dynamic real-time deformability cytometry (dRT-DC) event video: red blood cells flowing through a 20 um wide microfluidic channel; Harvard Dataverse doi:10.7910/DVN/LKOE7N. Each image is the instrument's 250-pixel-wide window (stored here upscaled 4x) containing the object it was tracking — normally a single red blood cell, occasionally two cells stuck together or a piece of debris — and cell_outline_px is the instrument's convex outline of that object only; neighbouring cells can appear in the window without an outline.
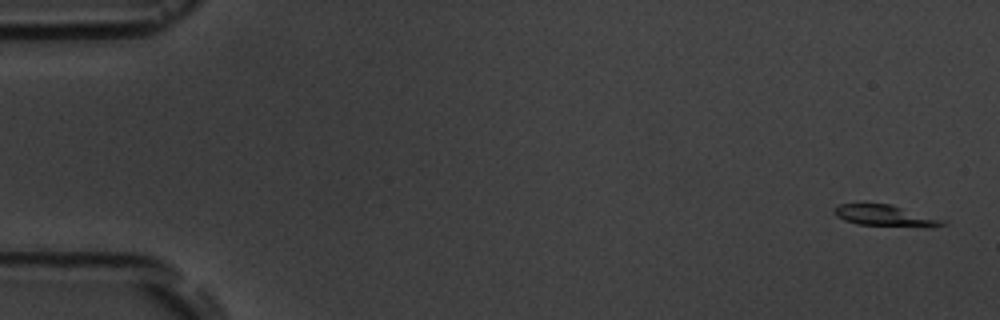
{"species": "common noctule bat (a hibernating species)", "species_latin": "Nyctalus noctula", "temperature_condition": "room temperature", "stored_images_in_passage": 15, "camera_frame_rate_fps": 3000, "um_per_image_px": 0.085, "animal": {"sex": "male", "body_mass_g": 19.5, "forearm_length_mm": 54.6}, "frame": {"image": 1, "passage_image": 1, "time_ms": 0.0, "image_size_px": [1000, 320], "cell_outline_px": [[948, 224], [928, 228], [924, 228], [856, 224], [844, 220], [836, 216], [832, 212], [832, 208], [840, 204], [888, 204], [948, 220]], "centroid_in_image_um": [75.3, 18.36], "position_along_channel_um": 9.7, "area_um2": 13.76}}
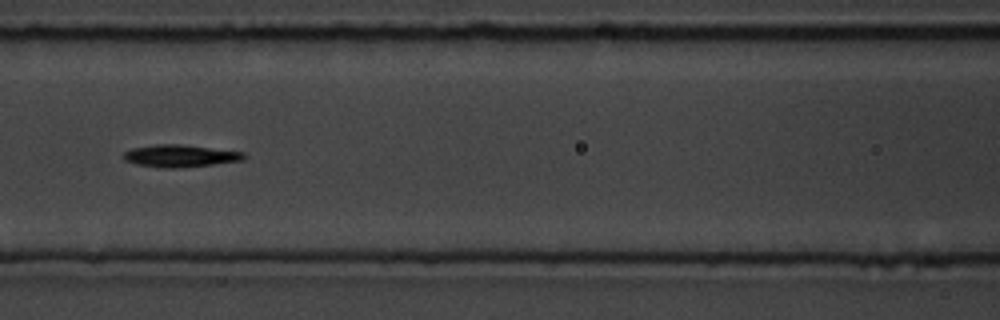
{"frame": {"image": 2, "passage_image": 7, "time_ms": 7.667, "image_size_px": [1000, 320], "cell_outline_px": [[248, 156], [244, 160], [212, 164], [176, 168], [164, 168], [136, 164], [124, 160], [124, 152], [132, 148], [156, 144], [180, 144], [244, 152]], "centroid_in_image_um": [15.33, 13.24], "position_along_channel_um": 151.3, "area_um2": 15.55}}
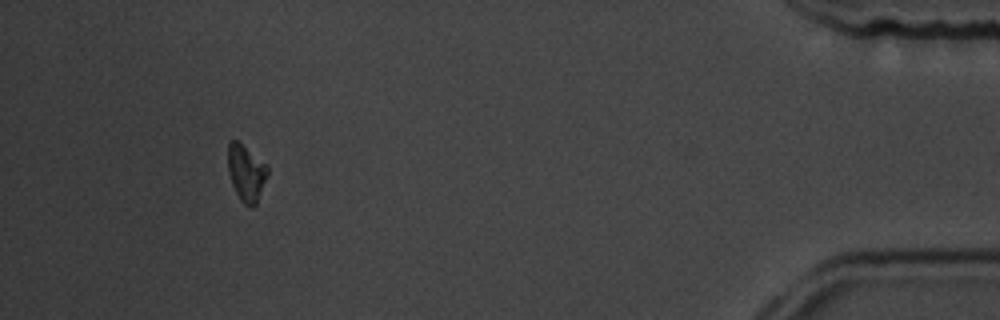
{"frame": {"image": 3, "passage_image": 14, "time_ms": 16.667, "image_size_px": [1000, 320], "cell_outline_px": [[268, 172], [256, 204], [252, 208], [244, 204], [240, 200], [232, 184], [228, 172], [228, 140], [240, 140], [268, 164]], "centroid_in_image_um": [20.92, 14.63], "position_along_channel_um": 414.3, "area_um2": 13.35}}